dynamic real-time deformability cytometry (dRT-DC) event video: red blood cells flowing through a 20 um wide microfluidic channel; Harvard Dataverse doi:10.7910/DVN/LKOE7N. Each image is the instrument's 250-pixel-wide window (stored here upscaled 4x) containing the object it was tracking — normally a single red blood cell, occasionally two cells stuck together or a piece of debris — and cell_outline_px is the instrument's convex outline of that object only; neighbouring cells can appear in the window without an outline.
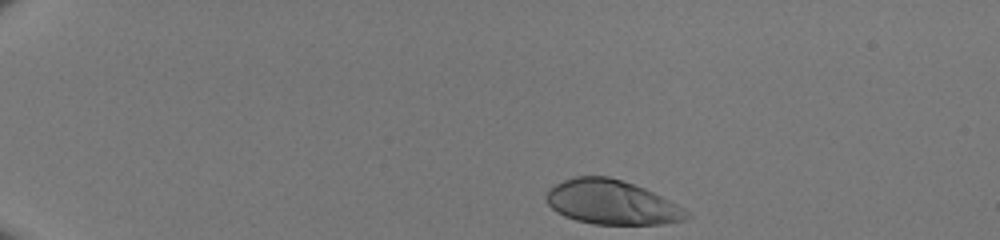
{"species": "human", "species_latin": "Homo sapiens", "temperature_condition": "room temperature", "stored_images_in_passage": 35, "camera_frame_rate_fps": 3000, "um_per_image_px": 0.085, "donor": {"sex": "male"}, "frame": {"image": 1, "passage_image": 1, "time_ms": 0.0, "image_size_px": [1000, 240], "cell_outline_px": [[692, 216], [684, 220], [660, 224], [592, 224], [576, 220], [564, 216], [556, 212], [548, 204], [544, 196], [548, 188], [564, 180], [576, 176], [608, 176], [644, 188], [668, 200], [688, 212]], "centroid_in_image_um": [51.94, 17.2], "position_along_channel_um": 33.1, "area_um2": 36.01}}
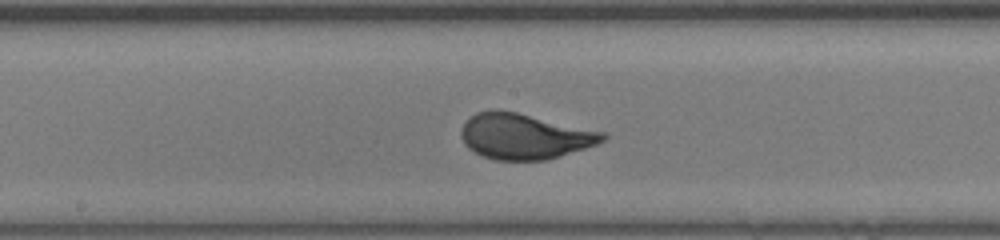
{"frame": {"image": 2, "passage_image": 20, "time_ms": 6.333, "image_size_px": [1000, 240], "cell_outline_px": [[608, 136], [604, 140], [596, 144], [548, 160], [496, 160], [484, 156], [468, 148], [464, 144], [460, 136], [460, 132], [464, 124], [476, 112], [492, 108], [496, 108], [516, 112], [604, 132]], "centroid_in_image_um": [44.55, 11.58], "position_along_channel_um": 203.7, "area_um2": 37.45}}
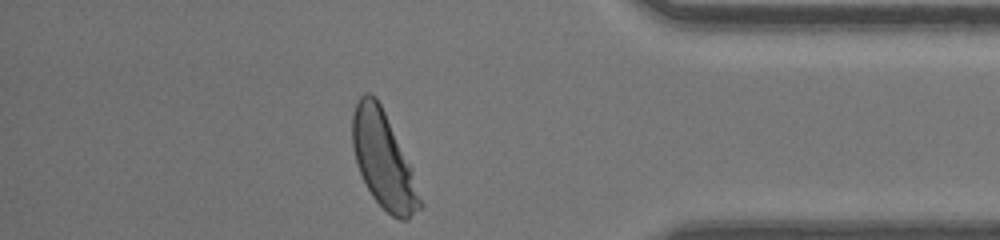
{"frame": {"image": 3, "passage_image": 35, "time_ms": 11.333, "image_size_px": [1000, 240], "cell_outline_px": [[424, 204], [408, 220], [400, 220], [392, 216], [372, 196], [360, 172], [356, 160], [352, 144], [352, 112], [360, 96], [364, 92], [368, 92], [376, 96], [384, 112], [412, 172]], "centroid_in_image_um": [32.57, 13.61], "position_along_channel_um": 402.6, "area_um2": 36.88}}